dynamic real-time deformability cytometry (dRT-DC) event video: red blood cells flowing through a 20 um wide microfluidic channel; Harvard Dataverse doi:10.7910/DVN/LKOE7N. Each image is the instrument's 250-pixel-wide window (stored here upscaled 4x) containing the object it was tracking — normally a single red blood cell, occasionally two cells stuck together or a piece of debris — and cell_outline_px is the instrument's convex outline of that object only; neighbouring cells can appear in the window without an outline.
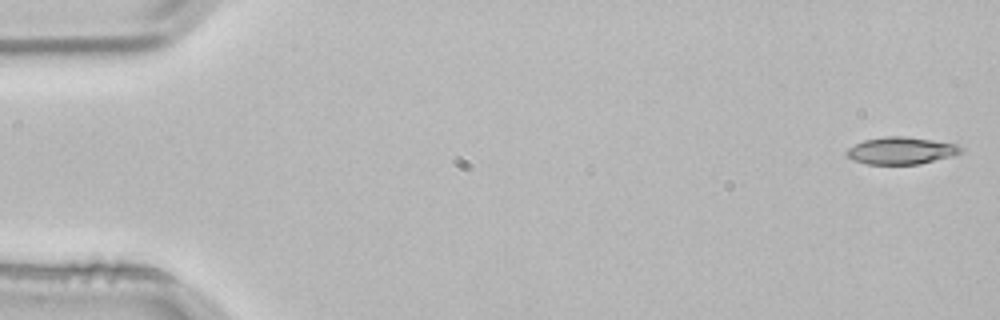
{"species": "common noctule bat (a hibernating species)", "species_latin": "Nyctalus noctula", "temperature_condition": "room temperature", "stored_images_in_passage": 4, "camera_frame_rate_fps": 3000, "um_per_image_px": 0.085, "animal": {"sex": "male", "body_mass_g": 21.5, "forearm_length_mm": 52.0}, "frame": {"image": 1, "passage_image": 1, "time_ms": 0.0, "image_size_px": [1000, 320], "cell_outline_px": [[964, 148], [960, 152], [952, 156], [920, 164], [868, 164], [852, 160], [844, 152], [848, 148], [864, 140], [888, 136], [900, 136], [932, 140], [956, 144]], "centroid_in_image_um": [76.58, 12.81], "position_along_channel_um": 8.4, "area_um2": 17.92}}
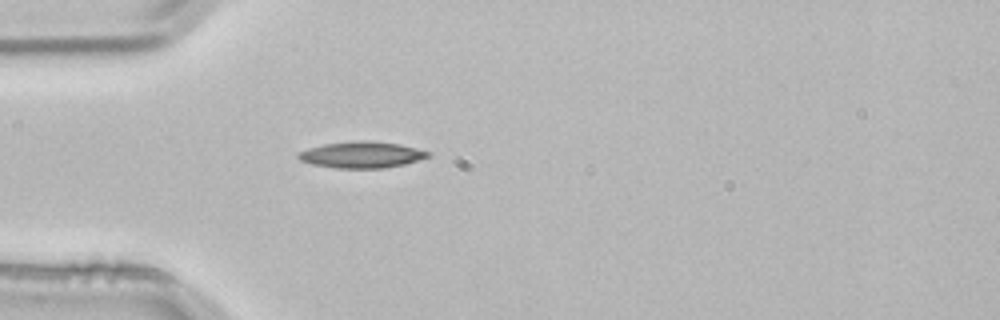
{"frame": {"image": 2, "passage_image": 4, "time_ms": 1.0, "image_size_px": [1000, 320], "cell_outline_px": [[432, 156], [404, 164], [384, 168], [336, 168], [312, 164], [300, 160], [296, 156], [296, 152], [308, 148], [324, 144], [360, 140], [368, 140], [400, 144], [416, 148], [428, 152]], "centroid_in_image_um": [30.71, 13.15], "position_along_channel_um": 54.3, "area_um2": 19.94}}